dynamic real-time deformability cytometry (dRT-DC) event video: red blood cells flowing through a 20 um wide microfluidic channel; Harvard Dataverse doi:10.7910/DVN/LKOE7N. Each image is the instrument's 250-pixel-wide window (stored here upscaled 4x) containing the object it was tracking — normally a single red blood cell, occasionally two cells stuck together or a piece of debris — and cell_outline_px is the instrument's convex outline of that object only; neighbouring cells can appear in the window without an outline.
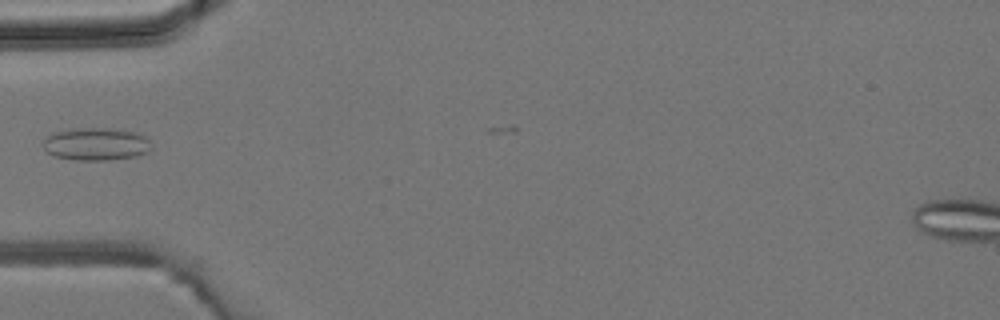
{"species": "common noctule bat (a hibernating species)", "species_latin": "Nyctalus noctula", "temperature_condition": "room temperature", "stored_images_in_passage": 5, "camera_frame_rate_fps": 3000, "um_per_image_px": 0.085, "animal": {"sex": "male", "body_mass_g": 19.2, "forearm_length_mm": 51.8}, "frame": {"image": 1, "passage_image": 4, "time_ms": 4.333, "image_size_px": [1000, 320], "cell_outline_px": [[152, 148], [148, 152], [136, 156], [108, 160], [72, 160], [56, 156], [48, 152], [44, 148], [44, 140], [52, 132], [72, 128], [108, 128], [136, 132], [148, 136]], "centroid_in_image_um": [8.2, 12.24], "position_along_channel_um": 76.8, "area_um2": 20.81}}